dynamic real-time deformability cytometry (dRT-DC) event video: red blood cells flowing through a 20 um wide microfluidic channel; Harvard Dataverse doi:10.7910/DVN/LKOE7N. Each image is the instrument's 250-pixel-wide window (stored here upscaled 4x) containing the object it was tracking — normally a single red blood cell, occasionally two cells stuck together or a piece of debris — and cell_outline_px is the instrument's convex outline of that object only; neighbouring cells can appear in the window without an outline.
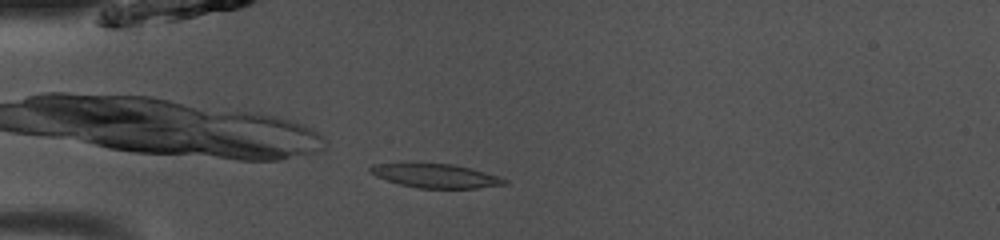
{"species": "common noctule bat (a hibernating species)", "species_latin": "Nyctalus noctula", "temperature_condition": "room temperature", "stored_images_in_passage": 36, "camera_frame_rate_fps": 3000, "um_per_image_px": 0.085, "animal": {"sex": "male", "body_mass_g": 13.0, "forearm_length_mm": 53.1}, "frame": {"image": 1, "passage_image": 1, "time_ms": 0.0, "image_size_px": [1000, 240], "cell_outline_px": [[508, 184], [476, 188], [420, 188], [400, 184], [376, 176], [368, 168], [372, 164], [452, 164], [500, 176], [508, 180]], "centroid_in_image_um": [37.09, 14.96], "position_along_channel_um": 47.9, "area_um2": 18.26}}
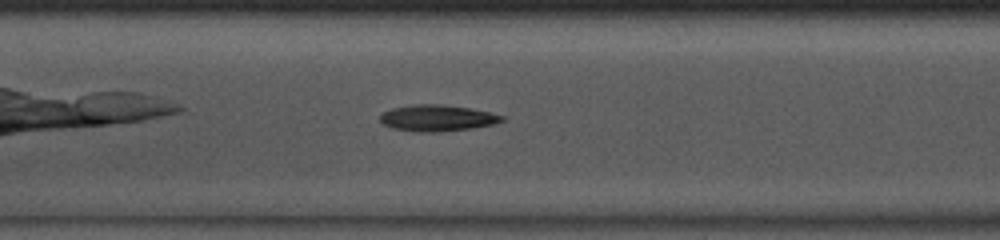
{"frame": {"image": 2, "passage_image": 11, "time_ms": 3.333, "image_size_px": [1000, 240], "cell_outline_px": [[504, 120], [492, 124], [472, 128], [440, 132], [416, 132], [392, 128], [384, 124], [380, 120], [380, 116], [384, 112], [392, 108], [412, 104], [444, 104], [468, 108], [488, 112], [504, 116]], "centroid_in_image_um": [37.13, 10.03], "position_along_channel_um": 170.3, "area_um2": 18.61}}
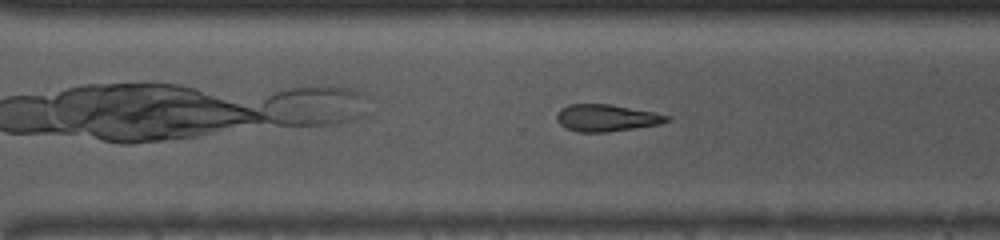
{"frame": {"image": 3, "passage_image": 22, "time_ms": 7.0, "image_size_px": [1000, 240], "cell_outline_px": [[672, 120], [660, 124], [608, 132], [580, 132], [568, 128], [560, 124], [556, 120], [556, 112], [560, 108], [568, 104], [608, 104], [656, 112], [672, 116]], "centroid_in_image_um": [51.57, 10.01], "position_along_channel_um": 319.0, "area_um2": 17.46}, "authors_computed_cell_mechanics": {"area_um2": 18.2648, "velocity_mm_per_s": 4.0779, "shape_relaxation_time_tau1_ms": 2.0475, "shape_relaxation_time_tau2_ms": null, "deformation_change_tau1": 0.0978, "deformation_change_tau2": null}}